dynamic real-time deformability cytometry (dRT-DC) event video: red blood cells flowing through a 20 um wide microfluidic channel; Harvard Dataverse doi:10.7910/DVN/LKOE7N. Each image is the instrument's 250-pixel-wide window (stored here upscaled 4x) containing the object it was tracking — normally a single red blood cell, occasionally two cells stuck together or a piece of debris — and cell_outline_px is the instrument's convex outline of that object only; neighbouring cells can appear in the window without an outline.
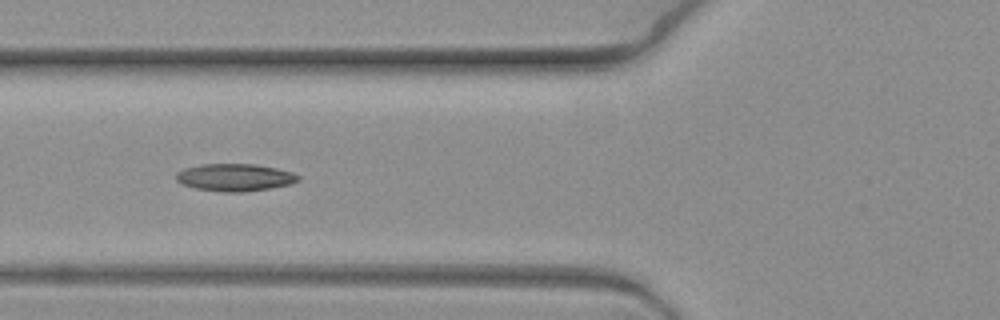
{"species": "common noctule bat (a hibernating species)", "species_latin": "Nyctalus noctula", "temperature_condition": "warm", "stored_images_in_passage": 7, "camera_frame_rate_fps": 3000, "um_per_image_px": 0.085, "animal": {"sex": "female", "body_mass_g": 19.3, "forearm_length_mm": 54.1}, "frame": {"image": 1, "passage_image": 7, "time_ms": 2.0, "image_size_px": [1000, 320], "cell_outline_px": [[300, 180], [292, 184], [272, 188], [244, 192], [220, 192], [196, 188], [184, 184], [176, 180], [176, 172], [184, 168], [204, 164], [256, 164], [276, 168], [292, 172], [300, 176]], "centroid_in_image_um": [20.0, 15.08], "position_along_channel_um": 105.8, "area_um2": 19.59}}